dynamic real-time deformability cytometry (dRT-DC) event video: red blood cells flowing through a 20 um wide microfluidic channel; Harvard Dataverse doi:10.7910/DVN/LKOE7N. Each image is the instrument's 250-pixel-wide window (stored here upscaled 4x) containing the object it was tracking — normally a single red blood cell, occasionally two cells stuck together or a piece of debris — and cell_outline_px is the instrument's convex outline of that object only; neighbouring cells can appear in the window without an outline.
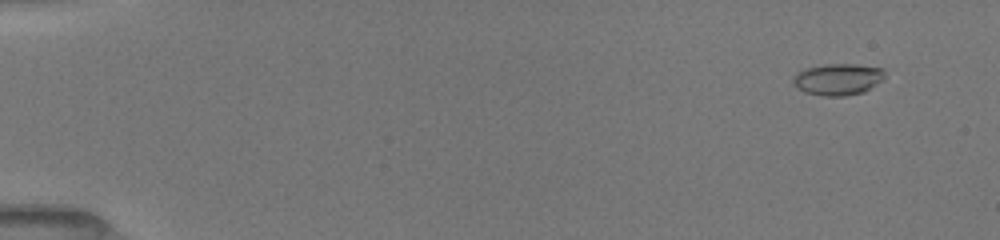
{"species": "common noctule bat (a hibernating species)", "species_latin": "Nyctalus noctula", "temperature_condition": "room temperature", "stored_images_in_passage": 20, "camera_frame_rate_fps": 3000, "um_per_image_px": 0.085, "animal": {"sex": "female", "body_mass_g": 19.5, "forearm_length_mm": 54.1}, "frame": {"image": 1, "passage_image": 4, "time_ms": 1.333, "image_size_px": [1000, 240], "cell_outline_px": [[884, 80], [864, 92], [844, 96], [820, 96], [804, 92], [796, 88], [792, 84], [792, 76], [796, 72], [804, 68], [824, 64], [856, 64], [884, 68]], "centroid_in_image_um": [71.19, 6.74], "position_along_channel_um": 13.8, "area_um2": 17.34}}
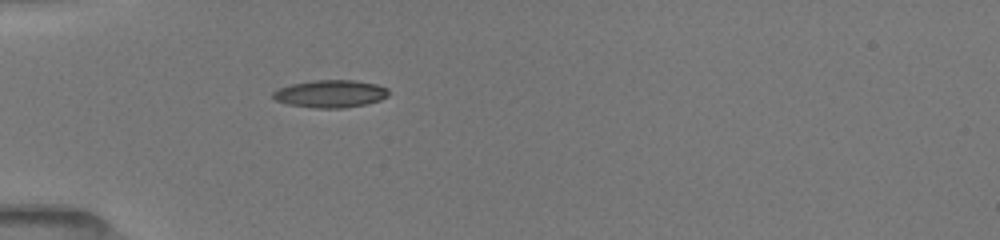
{"frame": {"image": 2, "passage_image": 14, "time_ms": 5.667, "image_size_px": [1000, 240], "cell_outline_px": [[388, 96], [380, 100], [364, 104], [344, 108], [316, 108], [288, 104], [276, 100], [272, 96], [272, 92], [280, 88], [292, 84], [312, 80], [356, 80], [376, 84], [388, 88]], "centroid_in_image_um": [28.1, 7.96], "position_along_channel_um": 56.9, "area_um2": 18.5}}
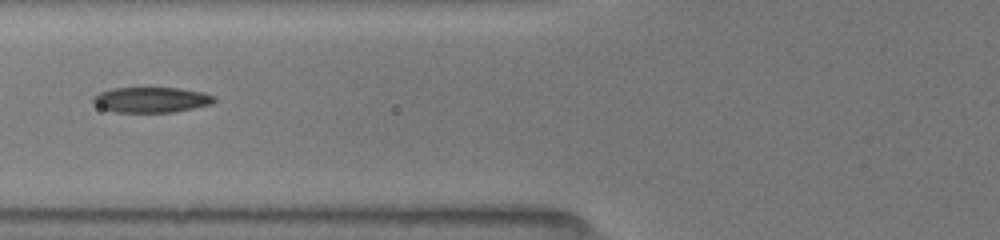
{"frame": {"image": 3, "passage_image": 18, "time_ms": 7.333, "image_size_px": [1000, 240], "cell_outline_px": [[216, 100], [212, 104], [172, 112], [116, 112], [100, 108], [92, 100], [92, 96], [100, 92], [112, 88], [180, 88], [204, 92], [216, 96]], "centroid_in_image_um": [12.87, 8.47], "position_along_channel_um": 112.9, "area_um2": 17.98}}